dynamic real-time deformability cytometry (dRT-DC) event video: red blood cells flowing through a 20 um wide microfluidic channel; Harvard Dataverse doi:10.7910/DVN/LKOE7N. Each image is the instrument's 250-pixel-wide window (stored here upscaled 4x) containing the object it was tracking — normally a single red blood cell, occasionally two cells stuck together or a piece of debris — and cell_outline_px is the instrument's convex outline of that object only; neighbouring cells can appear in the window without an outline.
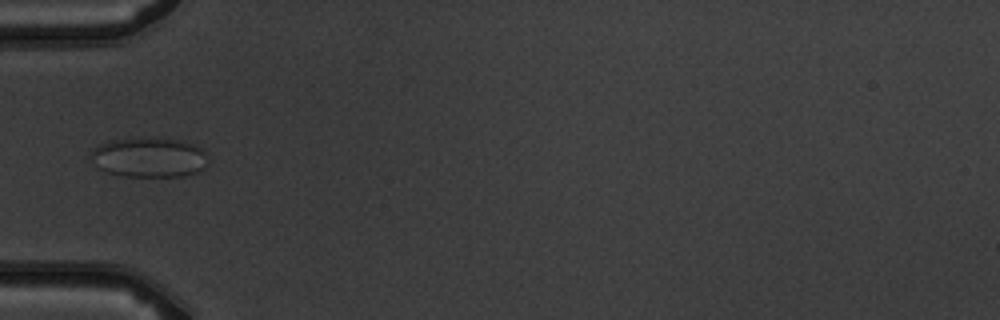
{"species": "common noctule bat (a hibernating species)", "species_latin": "Nyctalus noctula", "temperature_condition": "warm", "stored_images_in_passage": 6, "camera_frame_rate_fps": 3000, "um_per_image_px": 0.085, "animal": {"sex": "male", "body_mass_g": 19.5, "forearm_length_mm": 54.6}, "frame": {"image": 1, "passage_image": 5, "time_ms": 4.667, "image_size_px": [1000, 320], "cell_outline_px": [[208, 160], [204, 168], [196, 172], [184, 176], [124, 176], [108, 172], [96, 168], [92, 156], [92, 148], [100, 144], [112, 140], [156, 136], [184, 140], [204, 148]], "centroid_in_image_um": [12.72, 13.35], "position_along_channel_um": 72.3, "area_um2": 27.69}}
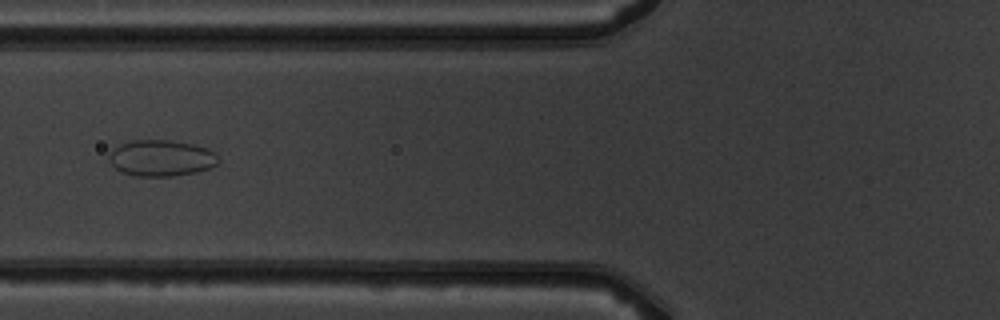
{"frame": {"image": 2, "passage_image": 6, "time_ms": 5.667, "image_size_px": [1000, 320], "cell_outline_px": [[220, 160], [216, 164], [208, 168], [196, 172], [172, 176], [132, 176], [120, 172], [108, 160], [108, 152], [112, 148], [120, 144], [132, 140], [168, 140], [192, 144], [208, 148], [216, 152]], "centroid_in_image_um": [13.67, 13.43], "position_along_channel_um": 112.1, "area_um2": 23.35}}